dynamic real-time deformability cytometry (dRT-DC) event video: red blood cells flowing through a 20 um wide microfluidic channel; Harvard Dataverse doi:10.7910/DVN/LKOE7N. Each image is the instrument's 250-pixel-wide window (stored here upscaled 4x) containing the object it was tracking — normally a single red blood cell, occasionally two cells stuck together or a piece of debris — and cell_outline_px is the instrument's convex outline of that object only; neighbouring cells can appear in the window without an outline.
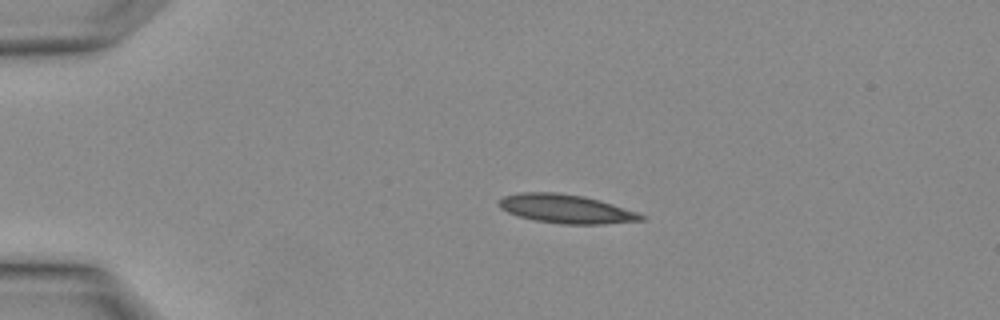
{"species": "Egyptian fruit bat (a non-hibernating species)", "species_latin": "Rousettus aegyptiacus", "temperature_condition": "warm", "stored_images_in_passage": 3, "camera_frame_rate_fps": 3000, "um_per_image_px": 0.085, "animal": {"sex": "female"}, "frame": {"image": 1, "passage_image": 2, "time_ms": 0.333, "image_size_px": [1000, 320], "cell_outline_px": [[644, 220], [604, 224], [560, 224], [536, 220], [520, 216], [508, 212], [500, 208], [500, 200], [504, 196], [524, 192], [556, 192], [584, 196], [636, 212], [644, 216]], "centroid_in_image_um": [48.1, 17.75], "position_along_channel_um": 36.9, "area_um2": 23.35}}
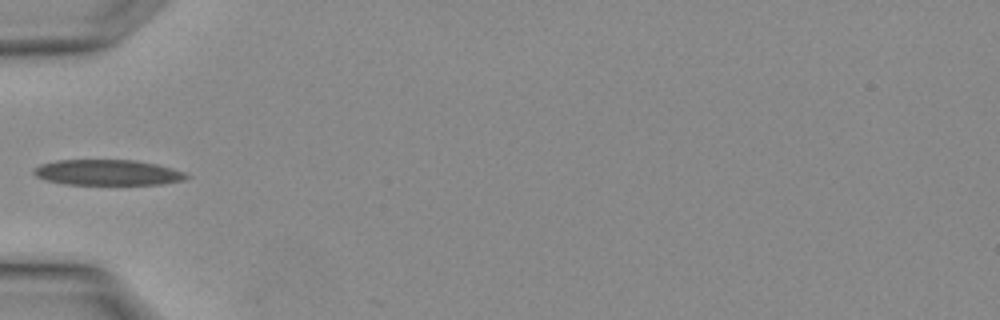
{"frame": {"image": 2, "passage_image": 3, "time_ms": 0.667, "image_size_px": [1000, 320], "cell_outline_px": [[188, 176], [184, 180], [160, 184], [64, 184], [44, 180], [36, 176], [32, 172], [32, 168], [40, 164], [56, 160], [136, 160], [156, 164], [172, 168], [184, 172]], "centroid_in_image_um": [9.08, 14.66], "position_along_channel_um": 75.9, "area_um2": 22.77}}